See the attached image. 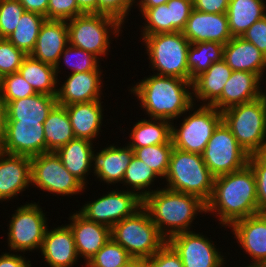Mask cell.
<instances>
[{
	"label": "cell",
	"instance_id": "6da1fadb",
	"mask_svg": "<svg viewBox=\"0 0 266 267\" xmlns=\"http://www.w3.org/2000/svg\"><path fill=\"white\" fill-rule=\"evenodd\" d=\"M208 212L227 230L236 221L258 214L256 179L249 164L214 178L213 193L206 203Z\"/></svg>",
	"mask_w": 266,
	"mask_h": 267
},
{
	"label": "cell",
	"instance_id": "7a4b0ae2",
	"mask_svg": "<svg viewBox=\"0 0 266 267\" xmlns=\"http://www.w3.org/2000/svg\"><path fill=\"white\" fill-rule=\"evenodd\" d=\"M128 88L151 119L173 122L194 105L192 82L181 78L150 73Z\"/></svg>",
	"mask_w": 266,
	"mask_h": 267
},
{
	"label": "cell",
	"instance_id": "3957f363",
	"mask_svg": "<svg viewBox=\"0 0 266 267\" xmlns=\"http://www.w3.org/2000/svg\"><path fill=\"white\" fill-rule=\"evenodd\" d=\"M143 207L166 240L178 233L193 231L190 230L192 222L198 214L206 215V203L198 196L165 187H157L147 195Z\"/></svg>",
	"mask_w": 266,
	"mask_h": 267
},
{
	"label": "cell",
	"instance_id": "277c9868",
	"mask_svg": "<svg viewBox=\"0 0 266 267\" xmlns=\"http://www.w3.org/2000/svg\"><path fill=\"white\" fill-rule=\"evenodd\" d=\"M222 121L249 155L266 153V99L231 106L222 111Z\"/></svg>",
	"mask_w": 266,
	"mask_h": 267
},
{
	"label": "cell",
	"instance_id": "5b68a950",
	"mask_svg": "<svg viewBox=\"0 0 266 267\" xmlns=\"http://www.w3.org/2000/svg\"><path fill=\"white\" fill-rule=\"evenodd\" d=\"M71 46L83 49L102 61L107 58L111 40L119 37L124 25L115 17L101 13H84L67 20ZM107 55V56H106Z\"/></svg>",
	"mask_w": 266,
	"mask_h": 267
},
{
	"label": "cell",
	"instance_id": "8992f818",
	"mask_svg": "<svg viewBox=\"0 0 266 267\" xmlns=\"http://www.w3.org/2000/svg\"><path fill=\"white\" fill-rule=\"evenodd\" d=\"M214 178L201 154L173 148L164 177L165 188L198 196L207 203L213 193Z\"/></svg>",
	"mask_w": 266,
	"mask_h": 267
},
{
	"label": "cell",
	"instance_id": "52a82bcc",
	"mask_svg": "<svg viewBox=\"0 0 266 267\" xmlns=\"http://www.w3.org/2000/svg\"><path fill=\"white\" fill-rule=\"evenodd\" d=\"M140 38L153 74L193 81L187 65L191 43L182 32L141 35Z\"/></svg>",
	"mask_w": 266,
	"mask_h": 267
},
{
	"label": "cell",
	"instance_id": "ba28073f",
	"mask_svg": "<svg viewBox=\"0 0 266 267\" xmlns=\"http://www.w3.org/2000/svg\"><path fill=\"white\" fill-rule=\"evenodd\" d=\"M111 238L132 258L143 261L151 258L167 242L144 207L116 223L111 228Z\"/></svg>",
	"mask_w": 266,
	"mask_h": 267
},
{
	"label": "cell",
	"instance_id": "9c48e42d",
	"mask_svg": "<svg viewBox=\"0 0 266 267\" xmlns=\"http://www.w3.org/2000/svg\"><path fill=\"white\" fill-rule=\"evenodd\" d=\"M187 112L181 116L183 122L179 126L171 122L172 144L179 150L202 155L214 130L222 122V112L214 106L198 104L192 105Z\"/></svg>",
	"mask_w": 266,
	"mask_h": 267
},
{
	"label": "cell",
	"instance_id": "30bf717a",
	"mask_svg": "<svg viewBox=\"0 0 266 267\" xmlns=\"http://www.w3.org/2000/svg\"><path fill=\"white\" fill-rule=\"evenodd\" d=\"M14 211L7 228L8 250L24 254L27 251H40L49 225L39 201L26 202Z\"/></svg>",
	"mask_w": 266,
	"mask_h": 267
},
{
	"label": "cell",
	"instance_id": "8fae6325",
	"mask_svg": "<svg viewBox=\"0 0 266 267\" xmlns=\"http://www.w3.org/2000/svg\"><path fill=\"white\" fill-rule=\"evenodd\" d=\"M31 186L62 197L81 195L88 188L69 173L53 151L31 157Z\"/></svg>",
	"mask_w": 266,
	"mask_h": 267
},
{
	"label": "cell",
	"instance_id": "7c38bea8",
	"mask_svg": "<svg viewBox=\"0 0 266 267\" xmlns=\"http://www.w3.org/2000/svg\"><path fill=\"white\" fill-rule=\"evenodd\" d=\"M117 187L102 194L93 201H87L79 213L87 220L109 227L110 229L126 217L134 215L143 207V199L135 192Z\"/></svg>",
	"mask_w": 266,
	"mask_h": 267
},
{
	"label": "cell",
	"instance_id": "4fadbf2b",
	"mask_svg": "<svg viewBox=\"0 0 266 267\" xmlns=\"http://www.w3.org/2000/svg\"><path fill=\"white\" fill-rule=\"evenodd\" d=\"M202 156L210 173L217 177L242 169L248 164L250 155L222 121L214 130Z\"/></svg>",
	"mask_w": 266,
	"mask_h": 267
},
{
	"label": "cell",
	"instance_id": "5bb4252c",
	"mask_svg": "<svg viewBox=\"0 0 266 267\" xmlns=\"http://www.w3.org/2000/svg\"><path fill=\"white\" fill-rule=\"evenodd\" d=\"M202 234L195 231L182 232L167 240L182 260L183 267H218L227 260L211 237L209 239Z\"/></svg>",
	"mask_w": 266,
	"mask_h": 267
},
{
	"label": "cell",
	"instance_id": "9a60e30c",
	"mask_svg": "<svg viewBox=\"0 0 266 267\" xmlns=\"http://www.w3.org/2000/svg\"><path fill=\"white\" fill-rule=\"evenodd\" d=\"M102 70L69 73L62 84L58 79L56 100L58 105L66 106L75 103H87L103 98Z\"/></svg>",
	"mask_w": 266,
	"mask_h": 267
},
{
	"label": "cell",
	"instance_id": "2e32d148",
	"mask_svg": "<svg viewBox=\"0 0 266 267\" xmlns=\"http://www.w3.org/2000/svg\"><path fill=\"white\" fill-rule=\"evenodd\" d=\"M1 151L30 158L45 153L43 123L6 122L5 140Z\"/></svg>",
	"mask_w": 266,
	"mask_h": 267
},
{
	"label": "cell",
	"instance_id": "e0dca14e",
	"mask_svg": "<svg viewBox=\"0 0 266 267\" xmlns=\"http://www.w3.org/2000/svg\"><path fill=\"white\" fill-rule=\"evenodd\" d=\"M114 143L92 153V171L95 178L108 186L122 184L126 169L128 168L133 156L134 150L127 145L118 146ZM125 146V147H124Z\"/></svg>",
	"mask_w": 266,
	"mask_h": 267
},
{
	"label": "cell",
	"instance_id": "ac0fdd59",
	"mask_svg": "<svg viewBox=\"0 0 266 267\" xmlns=\"http://www.w3.org/2000/svg\"><path fill=\"white\" fill-rule=\"evenodd\" d=\"M31 187V158L0 150V203L12 201Z\"/></svg>",
	"mask_w": 266,
	"mask_h": 267
},
{
	"label": "cell",
	"instance_id": "d6986e66",
	"mask_svg": "<svg viewBox=\"0 0 266 267\" xmlns=\"http://www.w3.org/2000/svg\"><path fill=\"white\" fill-rule=\"evenodd\" d=\"M182 33L190 43L211 41L225 45L232 38L226 13H204L195 9Z\"/></svg>",
	"mask_w": 266,
	"mask_h": 267
},
{
	"label": "cell",
	"instance_id": "ffe728a7",
	"mask_svg": "<svg viewBox=\"0 0 266 267\" xmlns=\"http://www.w3.org/2000/svg\"><path fill=\"white\" fill-rule=\"evenodd\" d=\"M72 213L67 225L72 230L77 255L84 260L83 266L108 242L111 229L87 220L78 211Z\"/></svg>",
	"mask_w": 266,
	"mask_h": 267
},
{
	"label": "cell",
	"instance_id": "44dd1931",
	"mask_svg": "<svg viewBox=\"0 0 266 267\" xmlns=\"http://www.w3.org/2000/svg\"><path fill=\"white\" fill-rule=\"evenodd\" d=\"M229 228L251 263L260 264L266 259V214L248 216Z\"/></svg>",
	"mask_w": 266,
	"mask_h": 267
},
{
	"label": "cell",
	"instance_id": "7402d4cb",
	"mask_svg": "<svg viewBox=\"0 0 266 267\" xmlns=\"http://www.w3.org/2000/svg\"><path fill=\"white\" fill-rule=\"evenodd\" d=\"M45 232L42 242L41 258L50 267H74L79 262L74 236L68 225H57Z\"/></svg>",
	"mask_w": 266,
	"mask_h": 267
},
{
	"label": "cell",
	"instance_id": "603a6c76",
	"mask_svg": "<svg viewBox=\"0 0 266 267\" xmlns=\"http://www.w3.org/2000/svg\"><path fill=\"white\" fill-rule=\"evenodd\" d=\"M261 82V83H260ZM264 80L247 71H233L224 85L221 97L212 105L218 111L250 102L263 96Z\"/></svg>",
	"mask_w": 266,
	"mask_h": 267
},
{
	"label": "cell",
	"instance_id": "cb8c5ba5",
	"mask_svg": "<svg viewBox=\"0 0 266 267\" xmlns=\"http://www.w3.org/2000/svg\"><path fill=\"white\" fill-rule=\"evenodd\" d=\"M69 44L66 20H45L41 25L35 47L30 54L34 59L56 66L60 55Z\"/></svg>",
	"mask_w": 266,
	"mask_h": 267
},
{
	"label": "cell",
	"instance_id": "d4e9b609",
	"mask_svg": "<svg viewBox=\"0 0 266 267\" xmlns=\"http://www.w3.org/2000/svg\"><path fill=\"white\" fill-rule=\"evenodd\" d=\"M223 60L233 71H247L266 79V55L242 37H232L224 45Z\"/></svg>",
	"mask_w": 266,
	"mask_h": 267
},
{
	"label": "cell",
	"instance_id": "484cf974",
	"mask_svg": "<svg viewBox=\"0 0 266 267\" xmlns=\"http://www.w3.org/2000/svg\"><path fill=\"white\" fill-rule=\"evenodd\" d=\"M101 100L87 103H75L64 106L69 115L75 138H84L92 142L99 137L104 123V108Z\"/></svg>",
	"mask_w": 266,
	"mask_h": 267
},
{
	"label": "cell",
	"instance_id": "4316f807",
	"mask_svg": "<svg viewBox=\"0 0 266 267\" xmlns=\"http://www.w3.org/2000/svg\"><path fill=\"white\" fill-rule=\"evenodd\" d=\"M232 72L233 70L222 59L195 77L192 81L194 104L197 101L200 102L199 105L212 106L221 97L224 85Z\"/></svg>",
	"mask_w": 266,
	"mask_h": 267
},
{
	"label": "cell",
	"instance_id": "83f0119b",
	"mask_svg": "<svg viewBox=\"0 0 266 267\" xmlns=\"http://www.w3.org/2000/svg\"><path fill=\"white\" fill-rule=\"evenodd\" d=\"M56 95L36 93L6 104V122L43 123L57 105Z\"/></svg>",
	"mask_w": 266,
	"mask_h": 267
},
{
	"label": "cell",
	"instance_id": "f1b7e54d",
	"mask_svg": "<svg viewBox=\"0 0 266 267\" xmlns=\"http://www.w3.org/2000/svg\"><path fill=\"white\" fill-rule=\"evenodd\" d=\"M93 143L96 142L74 138L55 151L64 167L85 187L89 184L87 177L92 173V153L96 148Z\"/></svg>",
	"mask_w": 266,
	"mask_h": 267
},
{
	"label": "cell",
	"instance_id": "f546056e",
	"mask_svg": "<svg viewBox=\"0 0 266 267\" xmlns=\"http://www.w3.org/2000/svg\"><path fill=\"white\" fill-rule=\"evenodd\" d=\"M266 0H229L227 18L232 37H242L246 30L266 15Z\"/></svg>",
	"mask_w": 266,
	"mask_h": 267
},
{
	"label": "cell",
	"instance_id": "4dcf8cb0",
	"mask_svg": "<svg viewBox=\"0 0 266 267\" xmlns=\"http://www.w3.org/2000/svg\"><path fill=\"white\" fill-rule=\"evenodd\" d=\"M130 127L128 146L142 148L150 145L172 144L171 122L163 119L144 118Z\"/></svg>",
	"mask_w": 266,
	"mask_h": 267
},
{
	"label": "cell",
	"instance_id": "1f68e13d",
	"mask_svg": "<svg viewBox=\"0 0 266 267\" xmlns=\"http://www.w3.org/2000/svg\"><path fill=\"white\" fill-rule=\"evenodd\" d=\"M36 93L57 95L58 78L55 66L43 63L27 55L18 70Z\"/></svg>",
	"mask_w": 266,
	"mask_h": 267
},
{
	"label": "cell",
	"instance_id": "d6a6232c",
	"mask_svg": "<svg viewBox=\"0 0 266 267\" xmlns=\"http://www.w3.org/2000/svg\"><path fill=\"white\" fill-rule=\"evenodd\" d=\"M46 152H55L75 138L66 108L56 105L43 122Z\"/></svg>",
	"mask_w": 266,
	"mask_h": 267
},
{
	"label": "cell",
	"instance_id": "836d02e7",
	"mask_svg": "<svg viewBox=\"0 0 266 267\" xmlns=\"http://www.w3.org/2000/svg\"><path fill=\"white\" fill-rule=\"evenodd\" d=\"M224 44L218 42L191 43L188 50L187 65L193 80L206 71L213 63L223 59Z\"/></svg>",
	"mask_w": 266,
	"mask_h": 267
},
{
	"label": "cell",
	"instance_id": "e575fe53",
	"mask_svg": "<svg viewBox=\"0 0 266 267\" xmlns=\"http://www.w3.org/2000/svg\"><path fill=\"white\" fill-rule=\"evenodd\" d=\"M46 18L34 12L25 11L15 30L7 39L26 55H30L35 47L41 25Z\"/></svg>",
	"mask_w": 266,
	"mask_h": 267
},
{
	"label": "cell",
	"instance_id": "d590c367",
	"mask_svg": "<svg viewBox=\"0 0 266 267\" xmlns=\"http://www.w3.org/2000/svg\"><path fill=\"white\" fill-rule=\"evenodd\" d=\"M161 177L143 161L133 156L128 168L125 171L122 186H126L128 191L135 192L142 199L153 193L154 182ZM152 188V189H151Z\"/></svg>",
	"mask_w": 266,
	"mask_h": 267
},
{
	"label": "cell",
	"instance_id": "8d00e7d4",
	"mask_svg": "<svg viewBox=\"0 0 266 267\" xmlns=\"http://www.w3.org/2000/svg\"><path fill=\"white\" fill-rule=\"evenodd\" d=\"M100 61L102 60H100L97 56L93 55L92 53H89L83 49L68 44L65 50L60 55L59 61L55 66V73L57 78L60 77L58 74H63L61 71V69L63 70V68H61L63 66L62 65L63 63L66 65L67 69L71 71L68 73L90 72L95 70H101Z\"/></svg>",
	"mask_w": 266,
	"mask_h": 267
},
{
	"label": "cell",
	"instance_id": "74e56055",
	"mask_svg": "<svg viewBox=\"0 0 266 267\" xmlns=\"http://www.w3.org/2000/svg\"><path fill=\"white\" fill-rule=\"evenodd\" d=\"M173 148V144H158L132 149L136 158L143 161L164 179L169 168Z\"/></svg>",
	"mask_w": 266,
	"mask_h": 267
},
{
	"label": "cell",
	"instance_id": "f35d334b",
	"mask_svg": "<svg viewBox=\"0 0 266 267\" xmlns=\"http://www.w3.org/2000/svg\"><path fill=\"white\" fill-rule=\"evenodd\" d=\"M144 22L139 25L142 29L140 35H152L159 33H172V22H170V8L167 4L153 8H138Z\"/></svg>",
	"mask_w": 266,
	"mask_h": 267
},
{
	"label": "cell",
	"instance_id": "ab89813d",
	"mask_svg": "<svg viewBox=\"0 0 266 267\" xmlns=\"http://www.w3.org/2000/svg\"><path fill=\"white\" fill-rule=\"evenodd\" d=\"M132 257L112 238L84 265V267H120Z\"/></svg>",
	"mask_w": 266,
	"mask_h": 267
},
{
	"label": "cell",
	"instance_id": "60d3db41",
	"mask_svg": "<svg viewBox=\"0 0 266 267\" xmlns=\"http://www.w3.org/2000/svg\"><path fill=\"white\" fill-rule=\"evenodd\" d=\"M33 94H36L35 90L19 72L0 78V97L5 104Z\"/></svg>",
	"mask_w": 266,
	"mask_h": 267
},
{
	"label": "cell",
	"instance_id": "b9f144b4",
	"mask_svg": "<svg viewBox=\"0 0 266 267\" xmlns=\"http://www.w3.org/2000/svg\"><path fill=\"white\" fill-rule=\"evenodd\" d=\"M24 12L18 0H0V38H7L15 30Z\"/></svg>",
	"mask_w": 266,
	"mask_h": 267
},
{
	"label": "cell",
	"instance_id": "7bdbcfd3",
	"mask_svg": "<svg viewBox=\"0 0 266 267\" xmlns=\"http://www.w3.org/2000/svg\"><path fill=\"white\" fill-rule=\"evenodd\" d=\"M27 55L17 49L7 38H0V78L18 72Z\"/></svg>",
	"mask_w": 266,
	"mask_h": 267
},
{
	"label": "cell",
	"instance_id": "ee69618b",
	"mask_svg": "<svg viewBox=\"0 0 266 267\" xmlns=\"http://www.w3.org/2000/svg\"><path fill=\"white\" fill-rule=\"evenodd\" d=\"M257 187L258 213L266 214V153L249 156Z\"/></svg>",
	"mask_w": 266,
	"mask_h": 267
},
{
	"label": "cell",
	"instance_id": "f6af8a7d",
	"mask_svg": "<svg viewBox=\"0 0 266 267\" xmlns=\"http://www.w3.org/2000/svg\"><path fill=\"white\" fill-rule=\"evenodd\" d=\"M84 12L78 7L76 0H49L47 20H69Z\"/></svg>",
	"mask_w": 266,
	"mask_h": 267
},
{
	"label": "cell",
	"instance_id": "bcb514c9",
	"mask_svg": "<svg viewBox=\"0 0 266 267\" xmlns=\"http://www.w3.org/2000/svg\"><path fill=\"white\" fill-rule=\"evenodd\" d=\"M134 5L135 0H97V13L110 15L125 24Z\"/></svg>",
	"mask_w": 266,
	"mask_h": 267
},
{
	"label": "cell",
	"instance_id": "7dc6e473",
	"mask_svg": "<svg viewBox=\"0 0 266 267\" xmlns=\"http://www.w3.org/2000/svg\"><path fill=\"white\" fill-rule=\"evenodd\" d=\"M166 4L170 8L172 33L182 32L193 10V0H169Z\"/></svg>",
	"mask_w": 266,
	"mask_h": 267
},
{
	"label": "cell",
	"instance_id": "c3c4849f",
	"mask_svg": "<svg viewBox=\"0 0 266 267\" xmlns=\"http://www.w3.org/2000/svg\"><path fill=\"white\" fill-rule=\"evenodd\" d=\"M144 267H183L182 260L166 242L151 258L144 261Z\"/></svg>",
	"mask_w": 266,
	"mask_h": 267
},
{
	"label": "cell",
	"instance_id": "681fc988",
	"mask_svg": "<svg viewBox=\"0 0 266 267\" xmlns=\"http://www.w3.org/2000/svg\"><path fill=\"white\" fill-rule=\"evenodd\" d=\"M242 38L254 44L266 55V16L254 22L242 35Z\"/></svg>",
	"mask_w": 266,
	"mask_h": 267
},
{
	"label": "cell",
	"instance_id": "f907efd6",
	"mask_svg": "<svg viewBox=\"0 0 266 267\" xmlns=\"http://www.w3.org/2000/svg\"><path fill=\"white\" fill-rule=\"evenodd\" d=\"M229 0H193V9L204 13H226Z\"/></svg>",
	"mask_w": 266,
	"mask_h": 267
},
{
	"label": "cell",
	"instance_id": "816d5d0a",
	"mask_svg": "<svg viewBox=\"0 0 266 267\" xmlns=\"http://www.w3.org/2000/svg\"><path fill=\"white\" fill-rule=\"evenodd\" d=\"M27 259L24 253L2 252L0 255V267H32L31 261Z\"/></svg>",
	"mask_w": 266,
	"mask_h": 267
},
{
	"label": "cell",
	"instance_id": "f5cc1de1",
	"mask_svg": "<svg viewBox=\"0 0 266 267\" xmlns=\"http://www.w3.org/2000/svg\"><path fill=\"white\" fill-rule=\"evenodd\" d=\"M25 11L34 12L44 16L47 20V7L49 0H18Z\"/></svg>",
	"mask_w": 266,
	"mask_h": 267
},
{
	"label": "cell",
	"instance_id": "db71d44e",
	"mask_svg": "<svg viewBox=\"0 0 266 267\" xmlns=\"http://www.w3.org/2000/svg\"><path fill=\"white\" fill-rule=\"evenodd\" d=\"M6 119V104L1 100L0 97V150L2 149L5 140Z\"/></svg>",
	"mask_w": 266,
	"mask_h": 267
},
{
	"label": "cell",
	"instance_id": "11a10c76",
	"mask_svg": "<svg viewBox=\"0 0 266 267\" xmlns=\"http://www.w3.org/2000/svg\"><path fill=\"white\" fill-rule=\"evenodd\" d=\"M84 13H97V0H76Z\"/></svg>",
	"mask_w": 266,
	"mask_h": 267
},
{
	"label": "cell",
	"instance_id": "9f6ffc18",
	"mask_svg": "<svg viewBox=\"0 0 266 267\" xmlns=\"http://www.w3.org/2000/svg\"><path fill=\"white\" fill-rule=\"evenodd\" d=\"M169 0H135V6L138 8H153L166 4Z\"/></svg>",
	"mask_w": 266,
	"mask_h": 267
},
{
	"label": "cell",
	"instance_id": "6f0895ef",
	"mask_svg": "<svg viewBox=\"0 0 266 267\" xmlns=\"http://www.w3.org/2000/svg\"><path fill=\"white\" fill-rule=\"evenodd\" d=\"M120 267H144V261L137 258H132L128 263Z\"/></svg>",
	"mask_w": 266,
	"mask_h": 267
},
{
	"label": "cell",
	"instance_id": "680465c9",
	"mask_svg": "<svg viewBox=\"0 0 266 267\" xmlns=\"http://www.w3.org/2000/svg\"><path fill=\"white\" fill-rule=\"evenodd\" d=\"M240 267H242V266H240ZM245 267H261V266H260V264H254V263L249 262V264H247Z\"/></svg>",
	"mask_w": 266,
	"mask_h": 267
},
{
	"label": "cell",
	"instance_id": "91938a15",
	"mask_svg": "<svg viewBox=\"0 0 266 267\" xmlns=\"http://www.w3.org/2000/svg\"><path fill=\"white\" fill-rule=\"evenodd\" d=\"M260 266H261V267H266V259L263 260V261L260 263Z\"/></svg>",
	"mask_w": 266,
	"mask_h": 267
},
{
	"label": "cell",
	"instance_id": "94428289",
	"mask_svg": "<svg viewBox=\"0 0 266 267\" xmlns=\"http://www.w3.org/2000/svg\"><path fill=\"white\" fill-rule=\"evenodd\" d=\"M227 263L224 261L221 265H219L218 267H226L225 265H226ZM229 267V266H228Z\"/></svg>",
	"mask_w": 266,
	"mask_h": 267
},
{
	"label": "cell",
	"instance_id": "6125c7cd",
	"mask_svg": "<svg viewBox=\"0 0 266 267\" xmlns=\"http://www.w3.org/2000/svg\"><path fill=\"white\" fill-rule=\"evenodd\" d=\"M266 83V82H265ZM266 88V87H265ZM263 96H264V98L266 99V89L265 90H263Z\"/></svg>",
	"mask_w": 266,
	"mask_h": 267
}]
</instances>
